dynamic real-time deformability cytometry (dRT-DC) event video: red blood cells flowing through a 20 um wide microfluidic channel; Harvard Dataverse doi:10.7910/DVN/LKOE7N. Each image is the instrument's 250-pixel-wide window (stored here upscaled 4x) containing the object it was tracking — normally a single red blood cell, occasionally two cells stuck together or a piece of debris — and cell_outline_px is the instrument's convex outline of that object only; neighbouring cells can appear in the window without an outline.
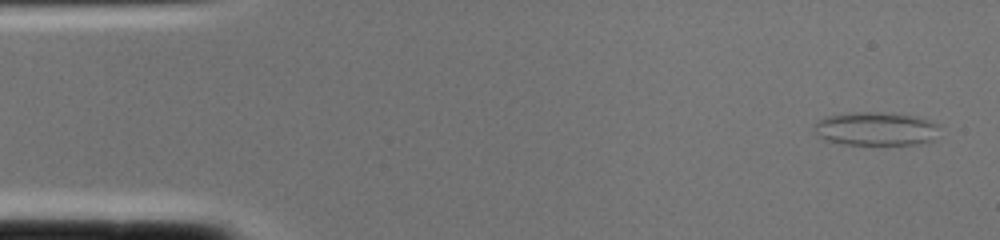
{"species": "common noctule bat (a hibernating species)", "species_latin": "Nyctalus noctula", "temperature_condition": "cold", "stored_images_in_passage": 2, "camera_frame_rate_fps": 3000, "um_per_image_px": 0.085, "animal": {"sex": "female", "body_mass_g": 22.0, "forearm_length_mm": 56.7}, "frame": {"image": 1, "passage_image": 1, "time_ms": 0.0, "image_size_px": [1000, 240], "cell_outline_px": [[940, 124], [932, 140], [920, 144], [844, 144], [824, 140], [816, 132], [816, 120], [824, 116], [852, 112], [880, 112], [916, 116]], "centroid_in_image_um": [74.43, 10.93], "position_along_channel_um": 10.6, "area_um2": 24.39}}
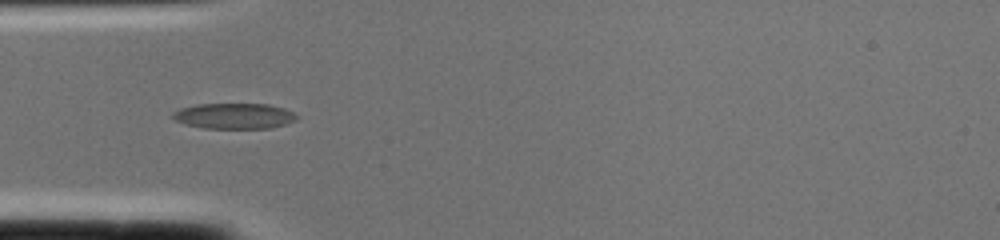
{"frame": {"image": 2, "passage_image": 2, "time_ms": 0.333, "image_size_px": [1000, 240], "cell_outline_px": [[300, 116], [296, 120], [284, 124], [268, 128], [204, 128], [184, 124], [172, 120], [172, 112], [180, 108], [196, 104], [268, 104], [284, 108]], "centroid_in_image_um": [19.86, 9.85], "position_along_channel_um": 65.1, "area_um2": 18.61}}